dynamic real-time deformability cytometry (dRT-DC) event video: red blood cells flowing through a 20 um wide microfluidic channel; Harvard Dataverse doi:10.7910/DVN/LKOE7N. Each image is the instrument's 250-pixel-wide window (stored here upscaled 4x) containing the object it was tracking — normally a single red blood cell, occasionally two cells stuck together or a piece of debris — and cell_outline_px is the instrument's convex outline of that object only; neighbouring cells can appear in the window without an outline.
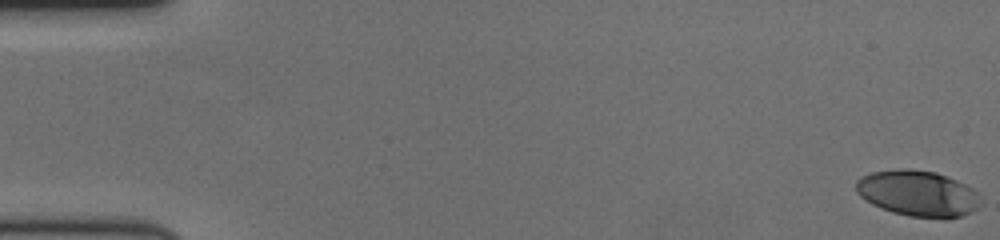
{"species": "human", "species_latin": "Homo sapiens", "temperature_condition": "cold", "stored_images_in_passage": 61, "camera_frame_rate_fps": 3000, "um_per_image_px": 0.085, "donor": {"sex": "female"}, "frame": {"image": 1, "passage_image": 1, "time_ms": 0.0, "image_size_px": [1000, 240], "cell_outline_px": [[980, 196], [976, 208], [972, 212], [960, 216], [908, 216], [892, 212], [880, 208], [872, 204], [860, 196], [856, 192], [856, 180], [860, 176], [872, 172], [900, 168], [912, 168], [936, 172], [956, 180], [980, 192]], "centroid_in_image_um": [77.97, 16.4], "position_along_channel_um": 7.0, "area_um2": 33.06}}
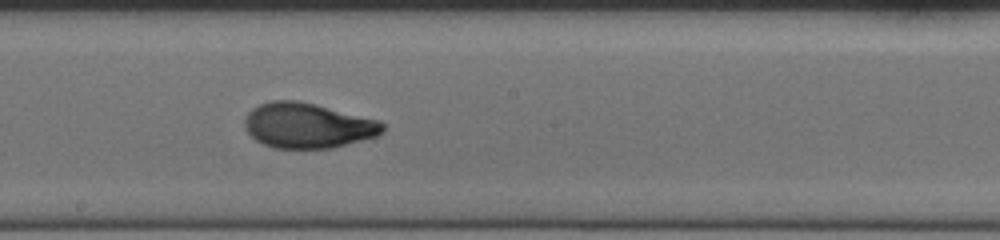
{"frame": {"image": 2, "passage_image": 34, "time_ms": 11.0, "image_size_px": [1000, 240], "cell_outline_px": [[384, 132], [376, 136], [332, 148], [272, 148], [256, 140], [244, 128], [244, 120], [248, 112], [252, 108], [260, 104], [272, 100], [296, 100], [316, 104], [380, 120], [384, 124]], "centroid_in_image_um": [26.15, 10.66], "position_along_channel_um": 222.1, "area_um2": 36.41}}
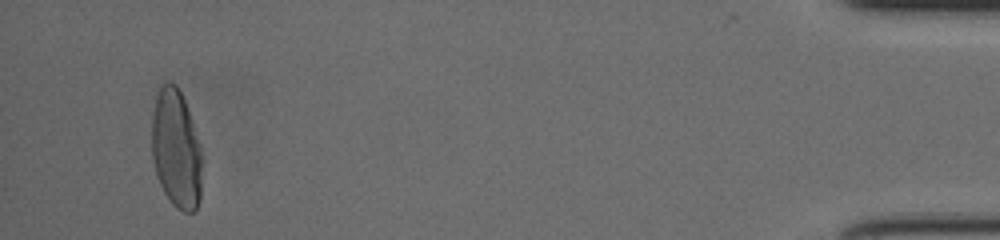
{"frame": {"image": 3, "passage_image": 58, "time_ms": 19.0, "image_size_px": [1000, 240], "cell_outline_px": [[200, 200], [196, 208], [192, 212], [184, 212], [176, 208], [172, 204], [164, 192], [156, 176], [152, 160], [152, 116], [156, 96], [160, 88], [164, 84], [176, 84], [184, 100], [200, 144]], "centroid_in_image_um": [14.95, 12.71], "position_along_channel_um": 420.3, "area_um2": 34.33}, "authors_computed_cell_mechanics": {"area_um2": 34.5644, "velocity_mm_per_s": 3.454, "shape_relaxation_time_tau1_ms": 6.2857, "shape_relaxation_time_tau2_ms": 1.4927, "deformation_change_tau1": 0.2347, "deformation_change_tau2": 0.054}}